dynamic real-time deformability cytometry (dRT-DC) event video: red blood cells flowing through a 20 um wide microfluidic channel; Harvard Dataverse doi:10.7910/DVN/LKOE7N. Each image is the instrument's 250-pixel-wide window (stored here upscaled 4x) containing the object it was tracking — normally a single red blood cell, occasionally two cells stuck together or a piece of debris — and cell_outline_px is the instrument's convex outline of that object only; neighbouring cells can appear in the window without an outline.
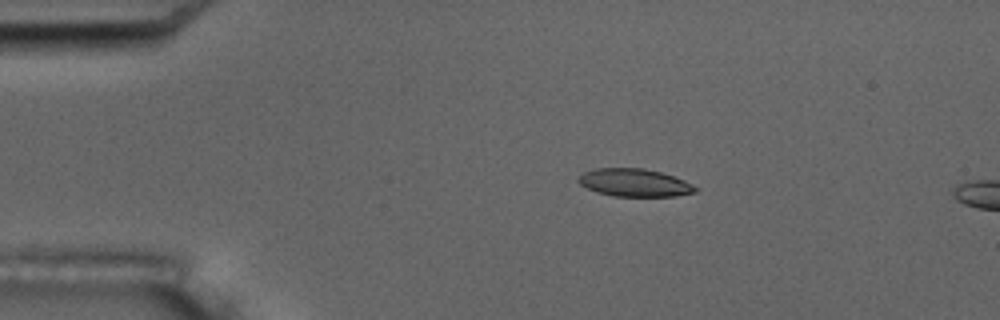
{"species": "common noctule bat (a hibernating species)", "species_latin": "Nyctalus noctula", "temperature_condition": "room temperature", "stored_images_in_passage": 4, "camera_frame_rate_fps": 3000, "um_per_image_px": 0.085, "animal": {"sex": "male", "body_mass_g": 17.5, "forearm_length_mm": 52.3}, "frame": {"image": 1, "passage_image": 2, "time_ms": 1.333, "image_size_px": [1000, 320], "cell_outline_px": [[696, 192], [676, 196], [612, 196], [596, 192], [580, 184], [576, 180], [584, 172], [596, 168], [644, 168], [660, 172], [684, 180], [692, 184], [696, 188]], "centroid_in_image_um": [53.91, 15.53], "position_along_channel_um": 31.1, "area_um2": 18.84}}